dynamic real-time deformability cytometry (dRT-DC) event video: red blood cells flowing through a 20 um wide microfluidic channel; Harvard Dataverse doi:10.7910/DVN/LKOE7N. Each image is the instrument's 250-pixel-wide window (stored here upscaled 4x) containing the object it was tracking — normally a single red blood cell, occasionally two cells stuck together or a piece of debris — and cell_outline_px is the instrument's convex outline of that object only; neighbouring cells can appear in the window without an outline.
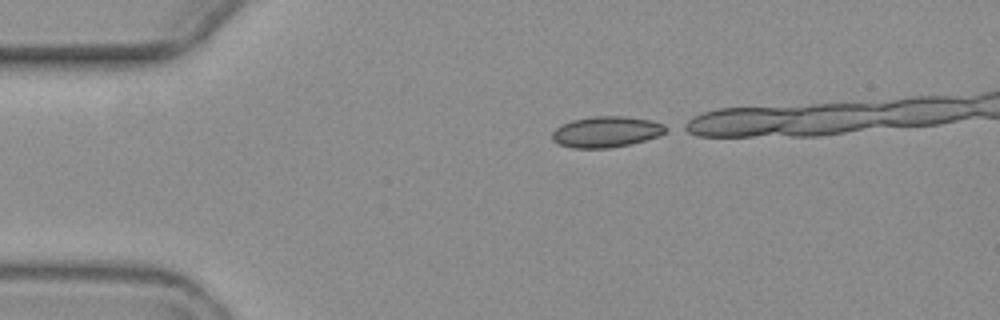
{"species": "common noctule bat (a hibernating species)", "species_latin": "Nyctalus noctula", "temperature_condition": "warm", "stored_images_in_passage": 4, "camera_frame_rate_fps": 3000, "um_per_image_px": 0.085, "animal": {"sex": "female", "body_mass_g": 19.3, "forearm_length_mm": 54.1}, "frame": {"image": 1, "passage_image": 1, "time_ms": 0.0, "image_size_px": [1000, 320], "cell_outline_px": [[672, 128], [656, 136], [644, 140], [628, 144], [608, 148], [572, 148], [560, 144], [552, 140], [552, 132], [560, 124], [572, 120], [596, 116], [624, 116], [652, 120], [664, 124]], "centroid_in_image_um": [51.53, 11.19], "position_along_channel_um": 33.5, "area_um2": 20.46}}